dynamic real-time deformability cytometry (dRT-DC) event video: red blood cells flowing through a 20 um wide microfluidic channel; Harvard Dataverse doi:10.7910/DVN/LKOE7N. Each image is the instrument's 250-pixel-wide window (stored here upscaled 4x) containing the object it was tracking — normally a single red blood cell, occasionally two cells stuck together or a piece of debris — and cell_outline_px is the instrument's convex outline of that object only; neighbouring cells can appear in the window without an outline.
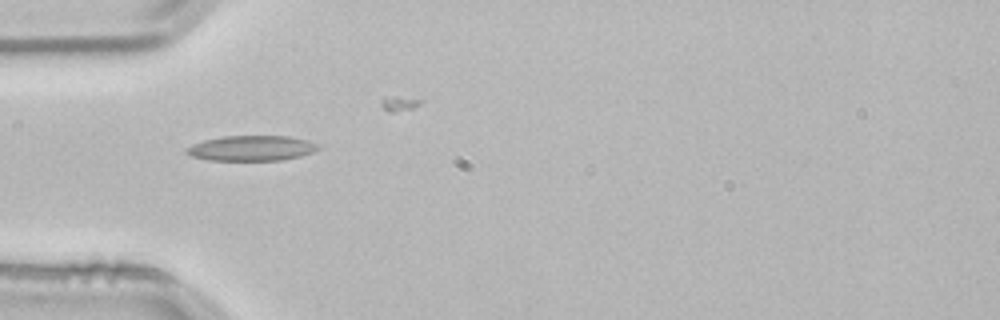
{"species": "common noctule bat (a hibernating species)", "species_latin": "Nyctalus noctula", "temperature_condition": "room temperature", "stored_images_in_passage": 27, "camera_frame_rate_fps": 3000, "um_per_image_px": 0.085, "animal": {"sex": "male", "body_mass_g": 21.5, "forearm_length_mm": 52.0}, "frame": {"image": 1, "passage_image": 1, "time_ms": 0.0, "image_size_px": [1000, 320], "cell_outline_px": [[320, 148], [312, 152], [300, 156], [280, 160], [208, 160], [192, 156], [184, 152], [184, 148], [192, 144], [204, 140], [224, 136], [288, 136], [304, 140], [316, 144]], "centroid_in_image_um": [21.31, 12.6], "position_along_channel_um": 63.7, "area_um2": 19.19}}
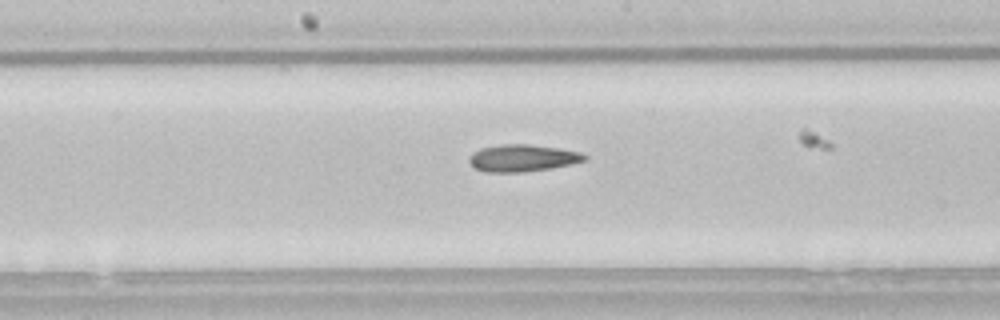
{"frame": {"image": 2, "passage_image": 12, "time_ms": 3.667, "image_size_px": [1000, 320], "cell_outline_px": [[588, 160], [552, 168], [524, 172], [488, 172], [476, 168], [468, 160], [480, 148], [500, 144], [528, 144], [560, 148], [580, 152], [588, 156]], "centroid_in_image_um": [44.48, 13.43], "position_along_channel_um": 203.7, "area_um2": 18.09}, "authors_computed_cell_mechanics": {"area_um2": 17.629, "velocity_mm_per_s": 3.8302, "shape_relaxation_time_tau1_ms": 5.8026, "shape_relaxation_time_tau2_ms": 10.9827, "deformation_change_tau1": 0.1171, "deformation_change_tau2": 0.217}}